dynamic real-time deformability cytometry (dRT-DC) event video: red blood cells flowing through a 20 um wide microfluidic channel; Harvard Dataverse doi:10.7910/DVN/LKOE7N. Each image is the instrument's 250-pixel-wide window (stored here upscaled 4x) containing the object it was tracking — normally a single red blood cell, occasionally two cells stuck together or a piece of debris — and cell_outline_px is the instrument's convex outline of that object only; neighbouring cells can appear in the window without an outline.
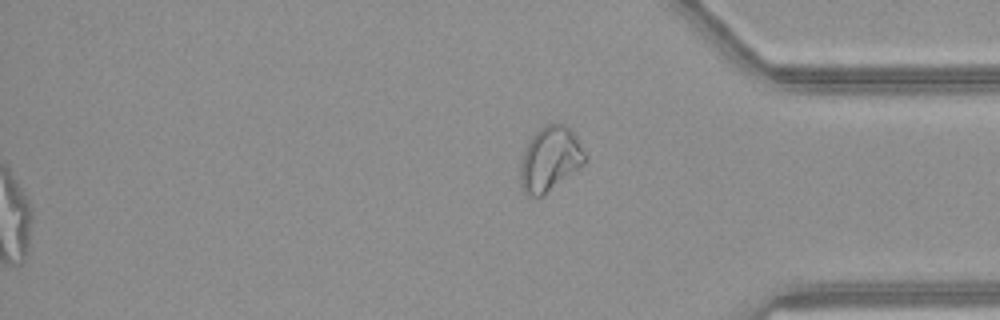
{"species": "common noctule bat (a hibernating species)", "species_latin": "Nyctalus noctula", "temperature_condition": "warm", "stored_images_in_passage": 51, "segment_of_instrument_passage": [2, 2], "camera_frame_rate_fps": 3000, "um_per_image_px": 0.085, "animal": {"sex": "female", "body_mass_g": 21.9}, "frame": {"image": 1, "passage_image": 51, "time_ms": 16.667, "image_size_px": [1000, 320], "cell_outline_px": [[588, 160], [584, 164], [544, 196], [528, 196], [524, 192], [520, 184], [520, 160], [524, 148], [528, 140], [544, 124], [564, 124], [572, 132], [588, 156]], "centroid_in_image_um": [46.73, 13.54], "position_along_channel_um": 388.5, "area_um2": 24.57}}